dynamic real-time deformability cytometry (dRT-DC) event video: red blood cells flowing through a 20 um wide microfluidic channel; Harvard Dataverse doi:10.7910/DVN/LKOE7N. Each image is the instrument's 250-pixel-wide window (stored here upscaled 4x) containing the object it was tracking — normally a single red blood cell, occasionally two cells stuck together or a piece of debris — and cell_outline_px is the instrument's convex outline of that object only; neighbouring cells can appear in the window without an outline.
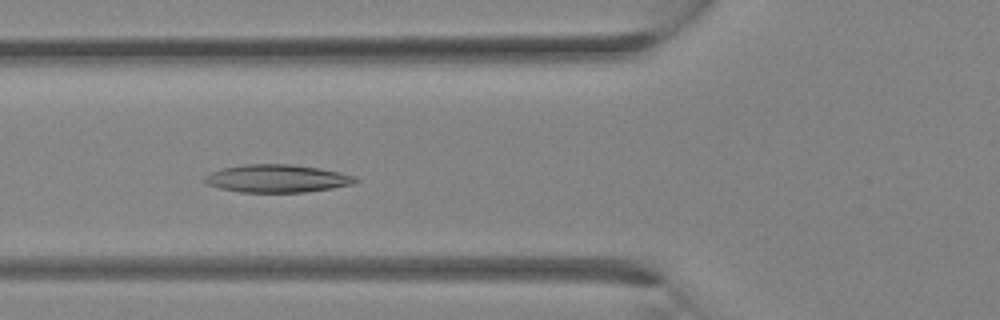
{"species": "Egyptian fruit bat (a non-hibernating species)", "species_latin": "Rousettus aegyptiacus", "temperature_condition": "room temperature", "stored_images_in_passage": 32, "camera_frame_rate_fps": 3000, "um_per_image_px": 0.085, "animal": {"sex": "female"}, "frame": {"image": 1, "passage_image": 12, "time_ms": 3.667, "image_size_px": [1000, 320], "cell_outline_px": [[360, 180], [352, 184], [332, 188], [304, 192], [240, 192], [220, 188], [208, 184], [204, 180], [204, 176], [212, 172], [224, 168], [244, 164], [292, 164], [320, 168], [340, 172], [352, 176]], "centroid_in_image_um": [23.56, 15.17], "position_along_channel_um": 102.2, "area_um2": 24.28}}
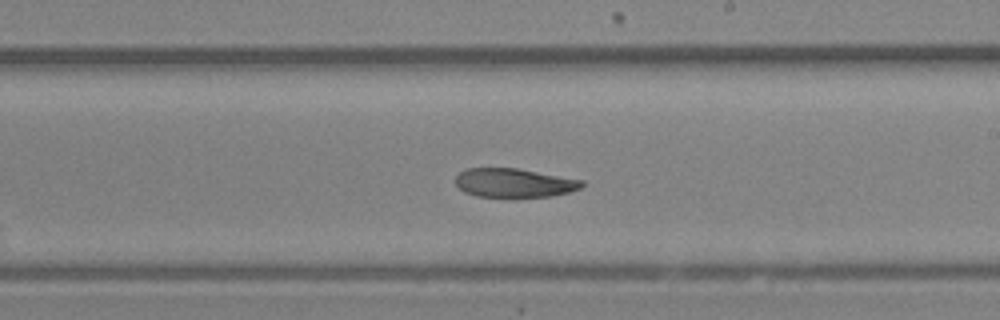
{"frame": {"image": 2, "passage_image": 19, "time_ms": 6.0, "image_size_px": [1000, 320], "cell_outline_px": [[584, 184], [580, 188], [568, 192], [552, 196], [476, 196], [464, 192], [456, 184], [456, 176], [460, 172], [468, 168], [516, 168], [584, 180]], "centroid_in_image_um": [43.7, 15.53], "position_along_channel_um": 245.3, "area_um2": 20.98}}
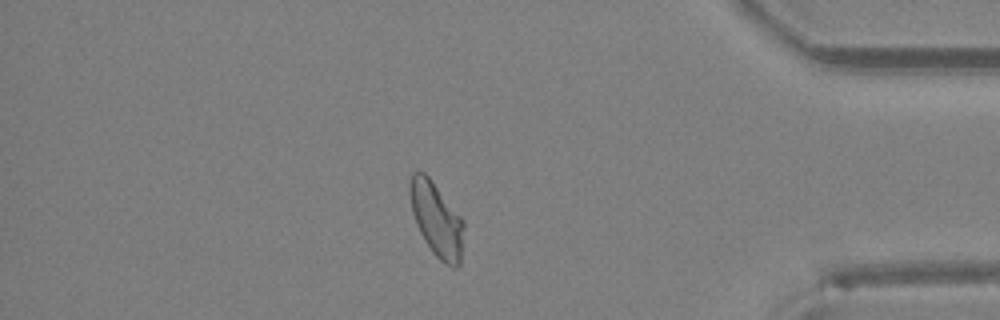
{"frame": {"image": 3, "passage_image": 28, "time_ms": 9.0, "image_size_px": [1000, 320], "cell_outline_px": [[464, 228], [460, 264], [456, 268], [452, 268], [440, 260], [432, 252], [424, 240], [416, 224], [412, 212], [408, 188], [408, 180], [412, 172], [424, 172], [428, 176], [464, 220]], "centroid_in_image_um": [37.09, 18.65], "position_along_channel_um": 398.1, "area_um2": 23.41}}